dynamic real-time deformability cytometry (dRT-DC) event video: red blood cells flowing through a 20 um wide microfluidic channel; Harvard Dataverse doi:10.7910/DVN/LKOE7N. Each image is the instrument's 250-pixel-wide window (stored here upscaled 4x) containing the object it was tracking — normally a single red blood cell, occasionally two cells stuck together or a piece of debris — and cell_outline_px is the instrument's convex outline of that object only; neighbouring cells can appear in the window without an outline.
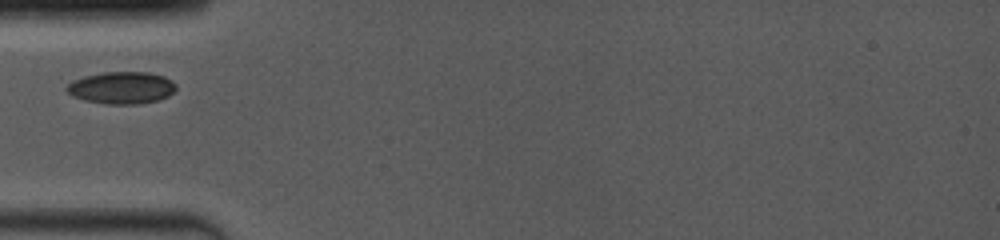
{"species": "common noctule bat (a hibernating species)", "species_latin": "Nyctalus noctula", "temperature_condition": "room temperature", "stored_images_in_passage": 9, "camera_frame_rate_fps": 4000, "um_per_image_px": 0.085, "animal": {"sex": "female", "body_mass_g": 19.0, "forearm_length_mm": 53.3}, "frame": {"image": 1, "passage_image": 1, "time_ms": 0.0, "image_size_px": [1000, 240], "cell_outline_px": [[176, 88], [168, 96], [160, 100], [140, 104], [108, 104], [84, 100], [72, 96], [64, 88], [72, 80], [84, 76], [104, 72], [148, 72], [164, 76], [172, 80], [176, 84]], "centroid_in_image_um": [10.33, 7.46], "position_along_channel_um": 74.7, "area_um2": 20.63}}
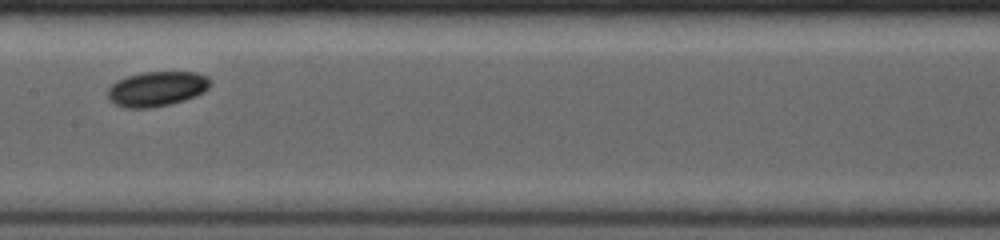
{"frame": {"image": 2, "passage_image": 6, "time_ms": 3.0, "image_size_px": [1000, 240], "cell_outline_px": [[212, 84], [204, 92], [196, 96], [184, 100], [152, 108], [124, 108], [108, 100], [108, 88], [116, 80], [128, 76], [144, 72], [196, 72], [208, 76], [212, 80]], "centroid_in_image_um": [13.35, 7.55], "position_along_channel_um": 194.1, "area_um2": 21.04}}
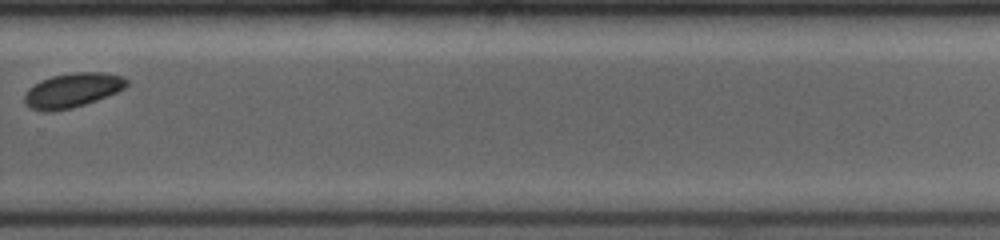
{"frame": {"image": 3, "passage_image": 9, "time_ms": 6.25, "image_size_px": [1000, 240], "cell_outline_px": [[128, 84], [124, 88], [116, 92], [96, 100], [72, 108], [48, 112], [44, 112], [32, 108], [24, 100], [24, 96], [28, 88], [40, 80], [52, 76], [72, 72], [104, 72], [124, 76], [128, 80]], "centroid_in_image_um": [6.16, 7.65], "position_along_channel_um": 323.6, "area_um2": 20.46}}